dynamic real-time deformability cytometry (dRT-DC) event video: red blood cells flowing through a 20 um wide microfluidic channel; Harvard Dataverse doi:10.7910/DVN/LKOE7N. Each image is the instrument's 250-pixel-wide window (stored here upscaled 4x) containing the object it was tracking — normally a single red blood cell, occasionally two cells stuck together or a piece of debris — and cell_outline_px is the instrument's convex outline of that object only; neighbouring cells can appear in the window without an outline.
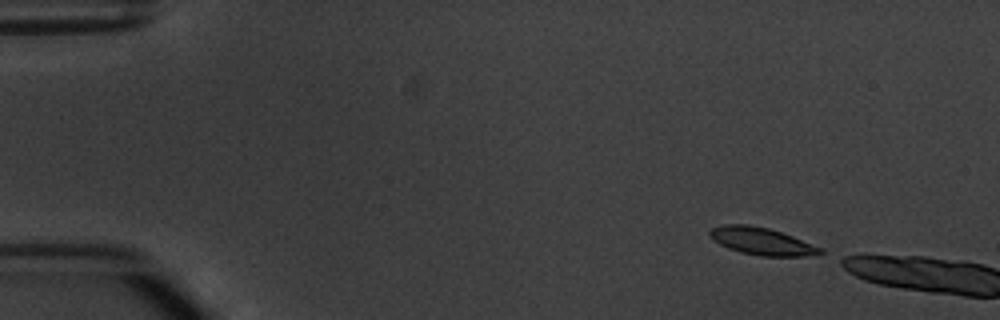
{"species": "common noctule bat (a hibernating species)", "species_latin": "Nyctalus noctula", "temperature_condition": "warm", "stored_images_in_passage": 2, "camera_frame_rate_fps": 3000, "um_per_image_px": 0.085, "animal": {"sex": "male", "body_mass_g": 20.1, "forearm_length_mm": 53.5}, "frame": {"image": 1, "passage_image": 1, "time_ms": 0.0, "image_size_px": [1000, 320], "cell_outline_px": [[824, 252], [820, 256], [760, 256], [740, 252], [728, 248], [712, 240], [708, 236], [708, 232], [712, 228], [724, 224], [748, 224], [768, 228], [792, 236], [824, 248]], "centroid_in_image_um": [64.77, 20.51], "position_along_channel_um": 20.2, "area_um2": 17.86}}